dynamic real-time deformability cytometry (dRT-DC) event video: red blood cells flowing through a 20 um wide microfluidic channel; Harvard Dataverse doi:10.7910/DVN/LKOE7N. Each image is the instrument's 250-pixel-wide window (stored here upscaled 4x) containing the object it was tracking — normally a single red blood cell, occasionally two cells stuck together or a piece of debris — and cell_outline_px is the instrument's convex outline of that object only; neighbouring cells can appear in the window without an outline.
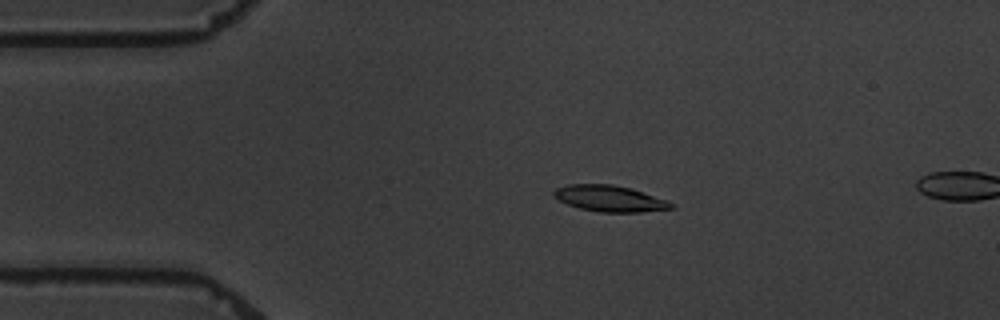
{"species": "common noctule bat (a hibernating species)", "species_latin": "Nyctalus noctula", "temperature_condition": "warm", "stored_images_in_passage": 6, "camera_frame_rate_fps": 3000, "um_per_image_px": 0.085, "animal": {"sex": "male", "body_mass_g": 19.5, "forearm_length_mm": 54.6}, "frame": {"image": 1, "passage_image": 4, "time_ms": 3.667, "image_size_px": [1000, 320], "cell_outline_px": [[676, 204], [672, 208], [640, 212], [600, 212], [580, 208], [568, 204], [552, 196], [552, 192], [556, 188], [568, 184], [612, 184], [628, 188], [668, 200]], "centroid_in_image_um": [51.81, 16.87], "position_along_channel_um": 33.2, "area_um2": 17.74}}